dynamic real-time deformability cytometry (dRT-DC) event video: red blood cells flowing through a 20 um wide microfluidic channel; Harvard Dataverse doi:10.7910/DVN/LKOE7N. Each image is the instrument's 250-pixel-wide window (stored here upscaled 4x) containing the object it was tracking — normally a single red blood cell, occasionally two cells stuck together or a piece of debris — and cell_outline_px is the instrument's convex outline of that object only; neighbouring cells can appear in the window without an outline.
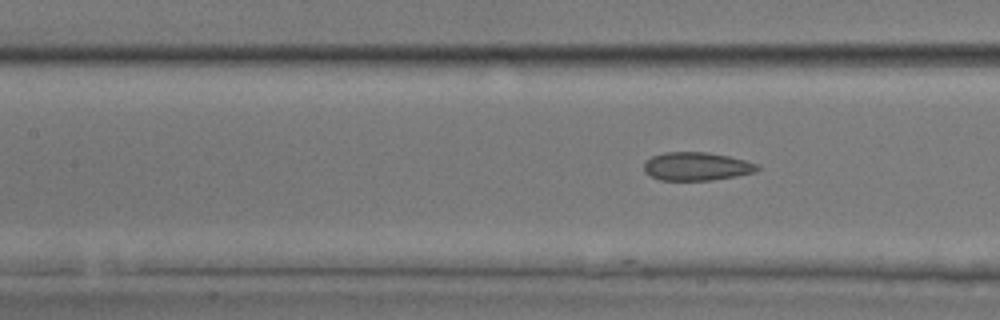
{"species": "common noctule bat (a hibernating species)", "species_latin": "Nyctalus noctula", "temperature_condition": "room temperature", "stored_images_in_passage": 20, "camera_frame_rate_fps": 3000, "um_per_image_px": 0.085, "animal": {"sex": "male", "body_mass_g": 17.9, "forearm_length_mm": 54.2}, "frame": {"image": 1, "passage_image": 20, "time_ms": 6.333, "image_size_px": [1000, 320], "cell_outline_px": [[760, 168], [756, 172], [736, 176], [712, 180], [660, 180], [644, 172], [644, 164], [652, 156], [664, 152], [708, 152], [728, 156], [760, 164]], "centroid_in_image_um": [59.24, 14.14], "position_along_channel_um": 148.2, "area_um2": 18.73}}